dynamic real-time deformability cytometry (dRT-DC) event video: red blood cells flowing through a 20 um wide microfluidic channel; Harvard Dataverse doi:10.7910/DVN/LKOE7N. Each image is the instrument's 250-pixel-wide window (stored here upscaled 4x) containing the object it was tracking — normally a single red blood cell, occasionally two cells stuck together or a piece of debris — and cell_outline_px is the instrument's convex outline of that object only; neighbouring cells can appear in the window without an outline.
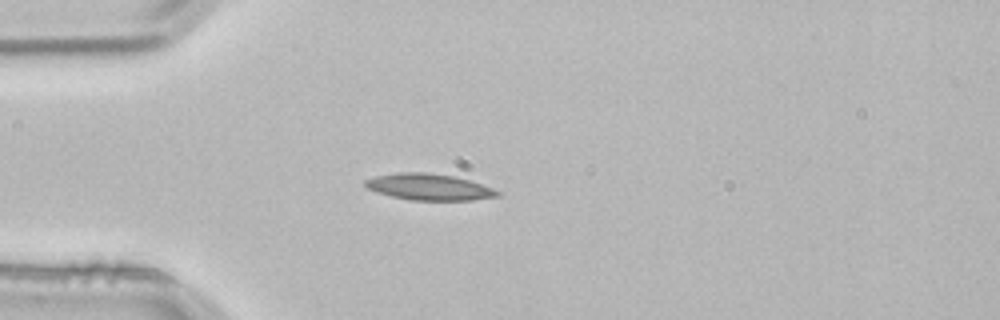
{"species": "common noctule bat (a hibernating species)", "species_latin": "Nyctalus noctula", "temperature_condition": "room temperature", "stored_images_in_passage": 3, "camera_frame_rate_fps": 3000, "um_per_image_px": 0.085, "animal": {"sex": "male", "body_mass_g": 21.5, "forearm_length_mm": 52.0}, "frame": {"image": 1, "passage_image": 3, "time_ms": 0.667, "image_size_px": [1000, 320], "cell_outline_px": [[500, 196], [472, 200], [412, 200], [392, 196], [376, 192], [368, 188], [364, 184], [364, 180], [376, 176], [400, 172], [424, 172], [452, 176], [468, 180], [492, 188], [500, 192]], "centroid_in_image_um": [36.45, 15.89], "position_along_channel_um": 48.5, "area_um2": 20.06}}